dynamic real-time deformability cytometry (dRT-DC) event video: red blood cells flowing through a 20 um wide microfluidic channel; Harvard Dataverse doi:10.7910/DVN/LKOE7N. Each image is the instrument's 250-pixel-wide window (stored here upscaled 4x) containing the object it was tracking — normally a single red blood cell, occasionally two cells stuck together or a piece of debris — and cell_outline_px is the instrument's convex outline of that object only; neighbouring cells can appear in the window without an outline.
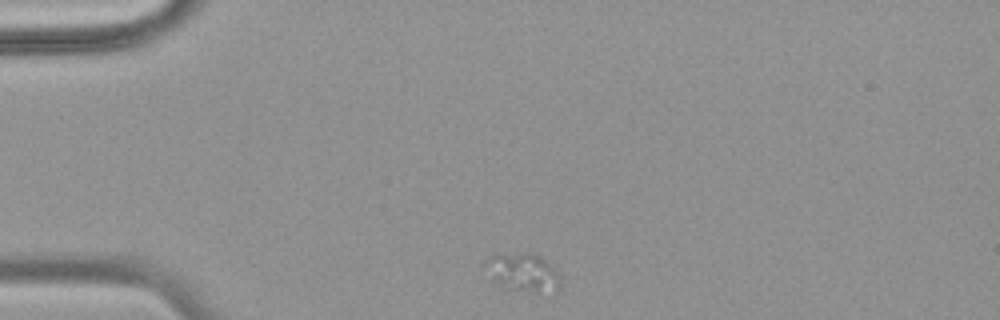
{"species": "common noctule bat (a hibernating species)", "species_latin": "Nyctalus noctula", "temperature_condition": "warm", "stored_images_in_passage": 37, "camera_frame_rate_fps": 3000, "um_per_image_px": 0.085, "animal": {"sex": "female", "body_mass_g": 18.4}, "frame": {"image": 1, "passage_image": 1, "time_ms": 0.0, "image_size_px": [1000, 320], "cell_outline_px": [[560, 276], [556, 284], [536, 292], [512, 288], [500, 284], [492, 280], [484, 264], [484, 260], [488, 256], [496, 252], [528, 252], [544, 260]], "centroid_in_image_um": [44.26, 23.04], "position_along_channel_um": 40.7, "area_um2": 15.84}}
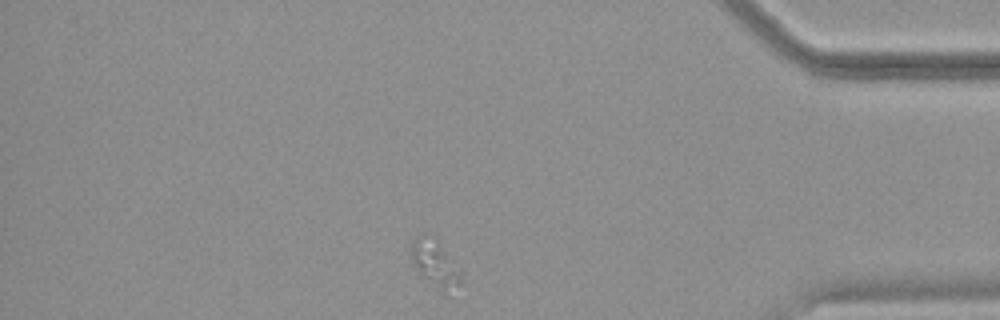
{"frame": {"image": 2, "passage_image": 37, "time_ms": 12.0, "image_size_px": [1000, 320], "cell_outline_px": [[460, 280], [444, 296], [412, 264], [412, 240], [416, 236], [436, 236], [460, 272]], "centroid_in_image_um": [36.95, 22.37], "position_along_channel_um": 398.2, "area_um2": 13.01}}